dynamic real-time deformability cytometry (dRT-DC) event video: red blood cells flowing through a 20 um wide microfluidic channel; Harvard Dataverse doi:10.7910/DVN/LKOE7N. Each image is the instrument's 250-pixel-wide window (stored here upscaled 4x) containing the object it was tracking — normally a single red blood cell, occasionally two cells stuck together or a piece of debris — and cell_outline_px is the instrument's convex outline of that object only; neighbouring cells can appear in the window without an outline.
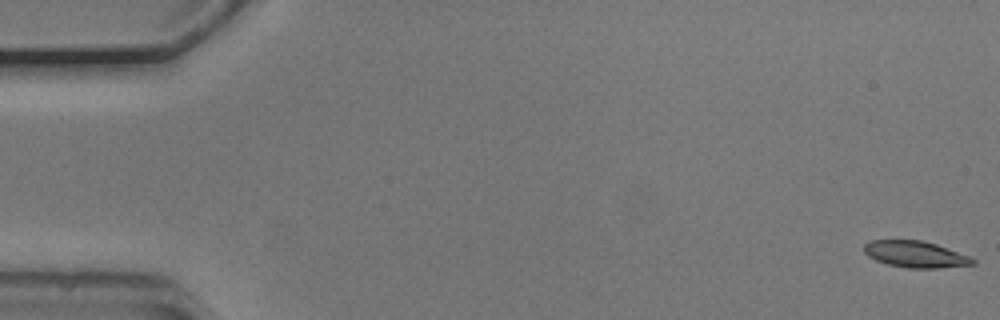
{"species": "common noctule bat (a hibernating species)", "species_latin": "Nyctalus noctula", "temperature_condition": "cold", "stored_images_in_passage": 54, "camera_frame_rate_fps": 3000, "um_per_image_px": 0.085, "animal": {"sex": "male", "body_mass_g": 20.5, "forearm_length_mm": 52.5}, "frame": {"image": 1, "passage_image": 1, "time_ms": 0.0, "image_size_px": [1000, 320], "cell_outline_px": [[976, 264], [940, 268], [908, 268], [888, 264], [876, 260], [868, 256], [864, 252], [864, 244], [868, 240], [920, 240], [936, 244], [972, 256], [976, 260]], "centroid_in_image_um": [77.84, 21.61], "position_along_channel_um": 7.2, "area_um2": 16.94}}
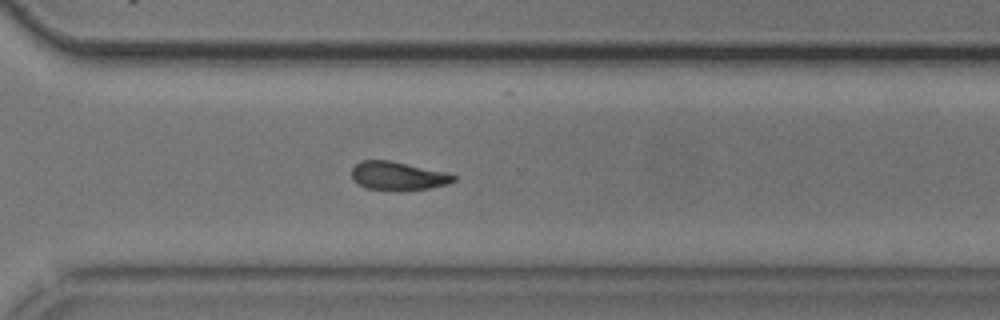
{"frame": {"image": 2, "passage_image": 39, "time_ms": 12.667, "image_size_px": [1000, 320], "cell_outline_px": [[456, 180], [448, 184], [428, 188], [400, 192], [392, 192], [368, 188], [352, 180], [352, 168], [360, 160], [388, 160], [440, 172], [456, 176]], "centroid_in_image_um": [33.76, 14.99], "position_along_channel_um": 336.8, "area_um2": 16.82}}
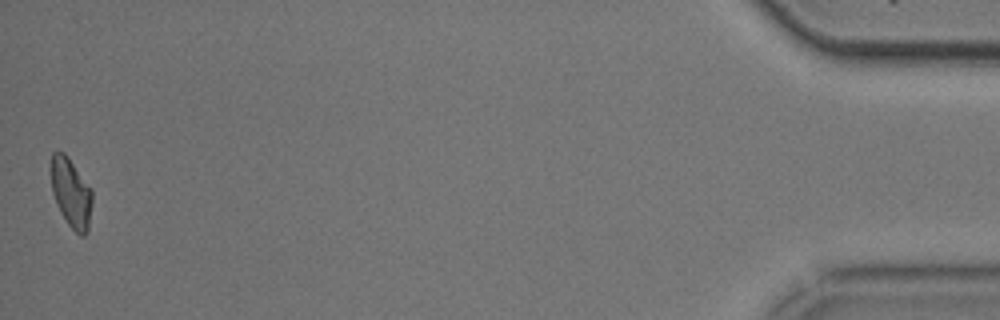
{"frame": {"image": 3, "passage_image": 54, "time_ms": 17.667, "image_size_px": [1000, 320], "cell_outline_px": [[92, 204], [88, 232], [84, 236], [80, 236], [68, 224], [60, 212], [56, 204], [52, 192], [48, 168], [52, 152], [64, 152], [68, 156], [92, 188]], "centroid_in_image_um": [6.02, 16.35], "position_along_channel_um": 429.2, "area_um2": 17.28}}